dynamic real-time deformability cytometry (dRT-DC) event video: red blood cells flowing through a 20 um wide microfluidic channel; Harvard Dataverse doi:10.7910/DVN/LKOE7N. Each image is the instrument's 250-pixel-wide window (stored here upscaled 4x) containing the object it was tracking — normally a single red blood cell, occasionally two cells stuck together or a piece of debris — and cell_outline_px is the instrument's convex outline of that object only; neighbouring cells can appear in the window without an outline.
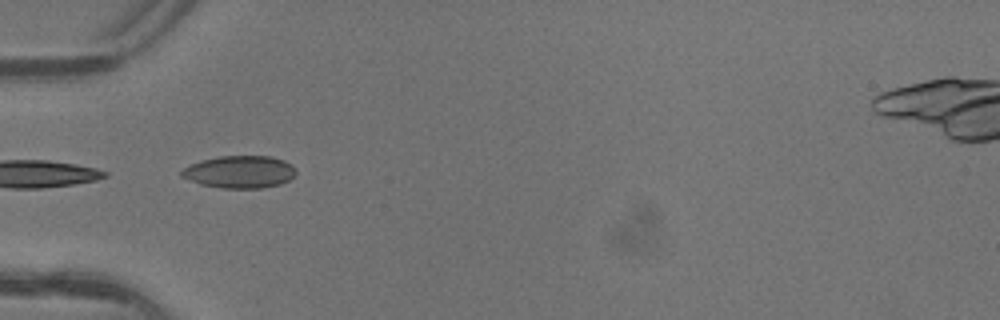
{"species": "common noctule bat (a hibernating species)", "species_latin": "Nyctalus noctula", "temperature_condition": "warm", "stored_images_in_passage": 7, "camera_frame_rate_fps": 3000, "um_per_image_px": 0.085, "animal": {"sex": "female"}, "frame": {"image": 1, "passage_image": 4, "time_ms": 1.0, "image_size_px": [1000, 320], "cell_outline_px": [[296, 172], [288, 180], [280, 184], [260, 188], [224, 188], [200, 184], [180, 176], [180, 172], [184, 168], [200, 160], [220, 156], [268, 156], [284, 160], [292, 164]], "centroid_in_image_um": [20.36, 14.6], "position_along_channel_um": 64.6, "area_um2": 21.44}}
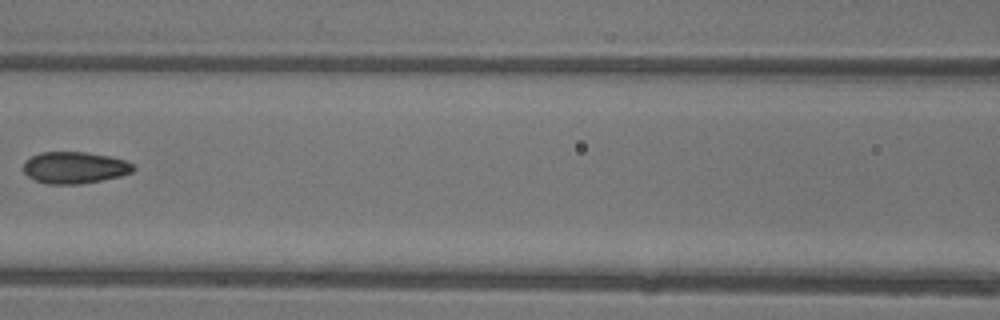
{"frame": {"image": 2, "passage_image": 6, "time_ms": 1.667, "image_size_px": [1000, 320], "cell_outline_px": [[136, 168], [132, 172], [120, 176], [80, 184], [48, 184], [36, 180], [28, 176], [24, 172], [24, 160], [40, 152], [84, 152], [108, 156], [124, 160], [132, 164]], "centroid_in_image_um": [6.33, 14.24], "position_along_channel_um": 160.3, "area_um2": 20.17}}
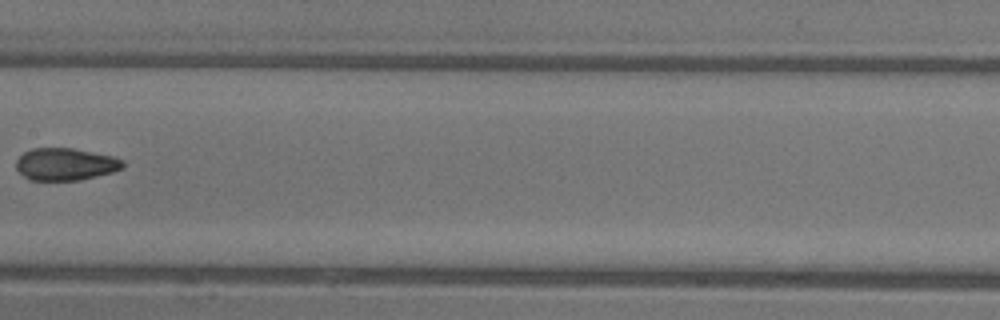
{"frame": {"image": 3, "passage_image": 7, "time_ms": 2.0, "image_size_px": [1000, 320], "cell_outline_px": [[124, 168], [112, 172], [80, 180], [28, 180], [16, 168], [16, 160], [24, 152], [32, 148], [72, 148], [112, 156], [124, 160]], "centroid_in_image_um": [5.56, 13.96], "position_along_channel_um": 201.8, "area_um2": 20.06}}